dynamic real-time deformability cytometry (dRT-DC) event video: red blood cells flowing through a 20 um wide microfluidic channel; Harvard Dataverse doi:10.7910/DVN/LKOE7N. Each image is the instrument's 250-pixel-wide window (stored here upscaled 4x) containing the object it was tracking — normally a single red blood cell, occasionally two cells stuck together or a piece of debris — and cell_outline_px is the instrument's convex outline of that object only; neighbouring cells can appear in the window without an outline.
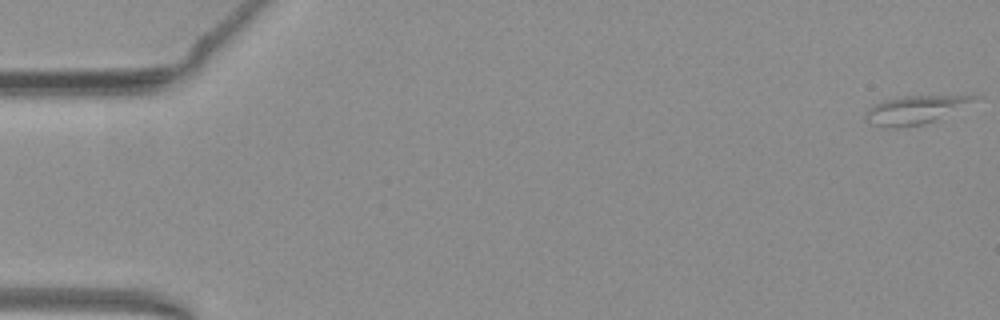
{"species": "common noctule bat (a hibernating species)", "species_latin": "Nyctalus noctula", "temperature_condition": "warm", "stored_images_in_passage": 53, "camera_frame_rate_fps": 3000, "um_per_image_px": 0.085, "animal": {"sex": "female", "body_mass_g": 19.3, "forearm_length_mm": 54.1}, "frame": {"image": 1, "passage_image": 1, "time_ms": 0.0, "image_size_px": [1000, 320], "cell_outline_px": [[984, 96], [924, 124], [904, 128], [884, 128], [868, 124], [864, 116], [868, 108], [872, 104], [896, 96]], "centroid_in_image_um": [77.61, 9.35], "position_along_channel_um": 7.4, "area_um2": 17.74}}
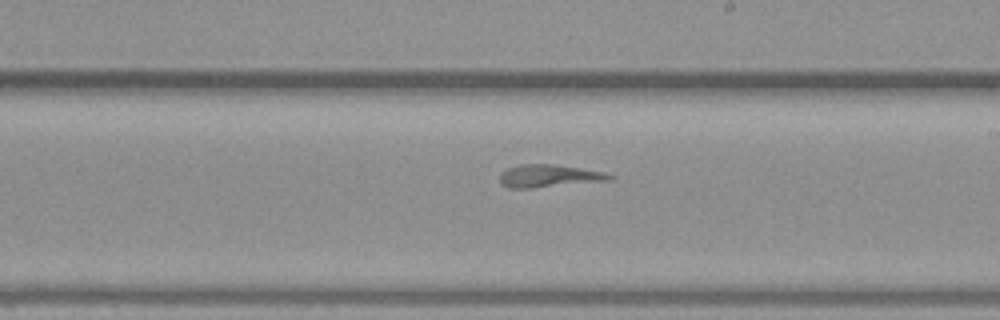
{"frame": {"image": 2, "passage_image": 31, "time_ms": 10.0, "image_size_px": [1000, 320], "cell_outline_px": [[616, 176], [612, 180], [532, 188], [508, 188], [500, 184], [500, 172], [508, 168], [520, 164], [556, 164], [600, 172]], "centroid_in_image_um": [46.61, 14.96], "position_along_channel_um": 242.4, "area_um2": 14.45}}
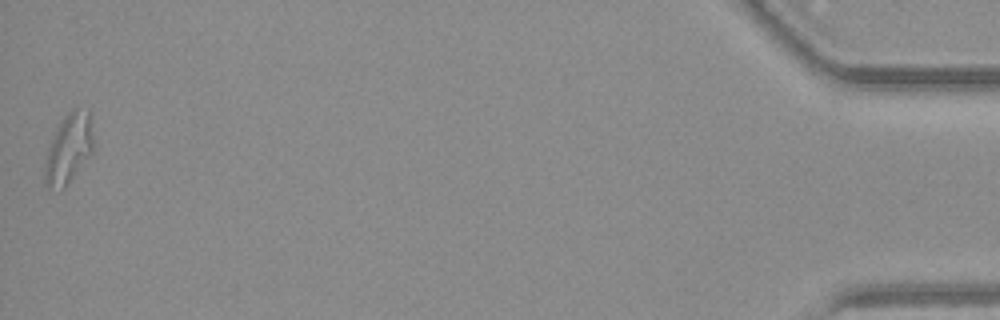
{"frame": {"image": 3, "passage_image": 53, "time_ms": 17.333, "image_size_px": [1000, 320], "cell_outline_px": [[92, 152], [64, 188], [48, 188], [44, 184], [44, 164], [48, 144], [64, 116], [72, 108], [76, 108], [92, 112]], "centroid_in_image_um": [5.82, 12.6], "position_along_channel_um": 429.4, "area_um2": 19.71}}